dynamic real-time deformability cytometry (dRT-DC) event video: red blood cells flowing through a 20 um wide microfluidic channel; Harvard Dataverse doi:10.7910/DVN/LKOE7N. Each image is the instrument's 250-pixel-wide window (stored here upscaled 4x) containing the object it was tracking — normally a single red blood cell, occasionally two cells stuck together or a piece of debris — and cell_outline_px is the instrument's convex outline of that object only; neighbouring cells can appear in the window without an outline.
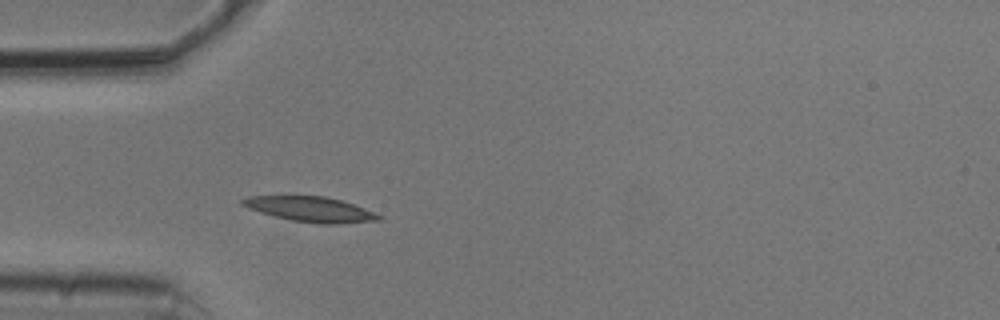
{"species": "common noctule bat (a hibernating species)", "species_latin": "Nyctalus noctula", "temperature_condition": "cold", "stored_images_in_passage": 39, "camera_frame_rate_fps": 3000, "um_per_image_px": 0.085, "animal": {"sex": "male", "body_mass_g": 20.5, "forearm_length_mm": 52.5}, "frame": {"image": 1, "passage_image": 1, "time_ms": 0.0, "image_size_px": [1000, 320], "cell_outline_px": [[384, 216], [380, 220], [336, 224], [320, 224], [292, 220], [260, 212], [248, 208], [240, 204], [240, 200], [248, 196], [324, 196], [340, 200], [364, 208]], "centroid_in_image_um": [26.39, 17.78], "position_along_channel_um": 58.6, "area_um2": 19.77}}
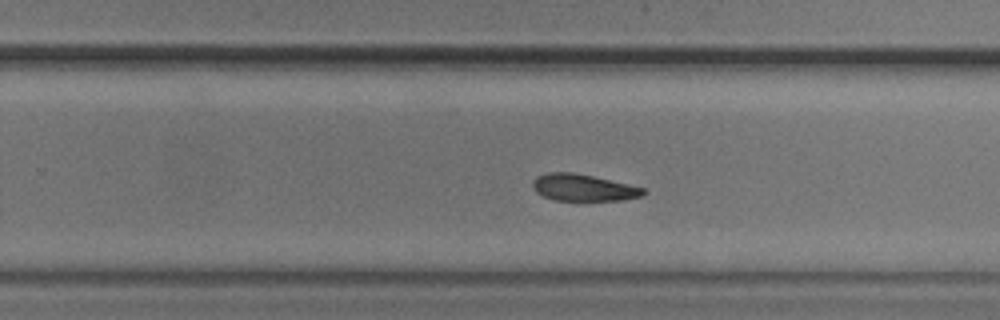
{"frame": {"image": 2, "passage_image": 19, "time_ms": 6.0, "image_size_px": [1000, 320], "cell_outline_px": [[648, 192], [640, 196], [620, 200], [552, 200], [536, 192], [532, 188], [532, 180], [536, 176], [548, 172], [572, 172], [592, 176], [648, 188]], "centroid_in_image_um": [49.58, 15.94], "position_along_channel_um": 280.2, "area_um2": 17.4}}
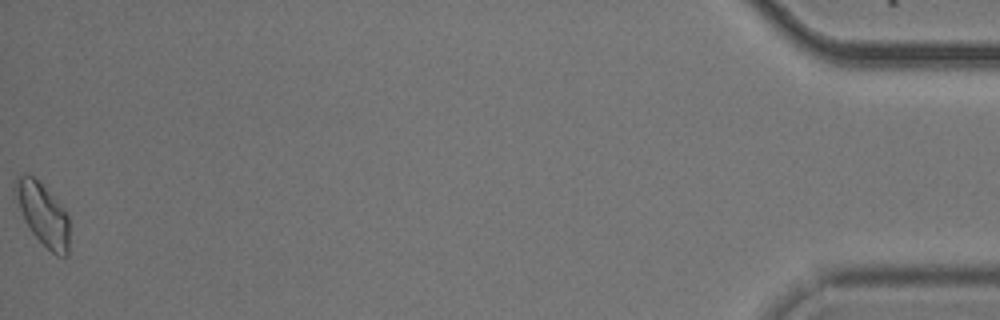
{"frame": {"image": 3, "passage_image": 39, "time_ms": 12.667, "image_size_px": [1000, 320], "cell_outline_px": [[68, 256], [56, 256], [32, 232], [24, 220], [12, 196], [16, 176], [20, 172], [28, 172], [64, 208], [68, 216]], "centroid_in_image_um": [3.58, 18.15], "position_along_channel_um": 431.6, "area_um2": 19.71}, "authors_computed_cell_mechanics": {"area_um2": 18.2648, "velocity_mm_per_s": 3.743, "shape_relaxation_time_tau1_ms": 3.4316, "shape_relaxation_time_tau2_ms": null, "deformation_change_tau1": 0.0965, "deformation_change_tau2": null}}